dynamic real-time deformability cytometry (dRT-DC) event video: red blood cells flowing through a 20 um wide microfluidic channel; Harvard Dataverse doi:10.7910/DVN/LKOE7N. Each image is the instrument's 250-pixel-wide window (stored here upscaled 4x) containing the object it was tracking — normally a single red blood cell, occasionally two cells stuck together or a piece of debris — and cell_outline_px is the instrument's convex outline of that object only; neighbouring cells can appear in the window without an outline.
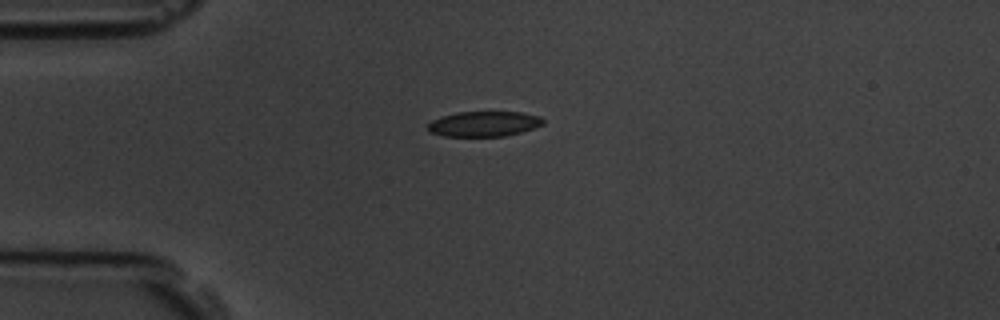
{"species": "common noctule bat (a hibernating species)", "species_latin": "Nyctalus noctula", "temperature_condition": "room temperature", "stored_images_in_passage": 12, "camera_frame_rate_fps": 3000, "um_per_image_px": 0.085, "animal": {"sex": "male", "body_mass_g": 19.5, "forearm_length_mm": 54.6}, "frame": {"image": 1, "passage_image": 1, "time_ms": 0.0, "image_size_px": [1000, 320], "cell_outline_px": [[544, 124], [520, 132], [504, 136], [444, 136], [428, 132], [428, 124], [432, 120], [456, 112], [520, 112], [540, 116], [544, 120]], "centroid_in_image_um": [41.13, 10.53], "position_along_channel_um": 43.9, "area_um2": 16.82}}
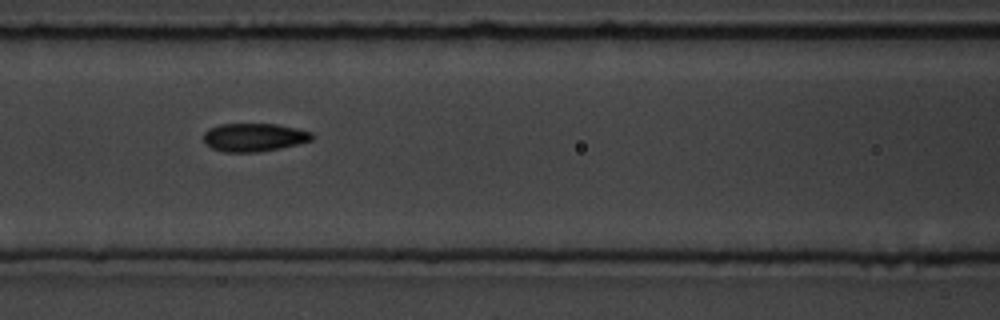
{"frame": {"image": 2, "passage_image": 4, "time_ms": 3.333, "image_size_px": [1000, 320], "cell_outline_px": [[316, 136], [312, 140], [280, 148], [260, 152], [224, 152], [212, 148], [204, 144], [204, 132], [208, 128], [220, 124], [276, 124], [296, 128], [312, 132]], "centroid_in_image_um": [21.58, 11.67], "position_along_channel_um": 145.0, "area_um2": 17.98}}
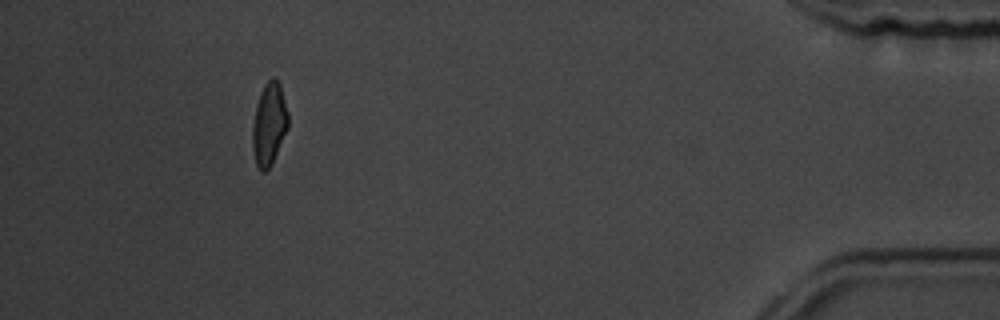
{"frame": {"image": 3, "passage_image": 11, "time_ms": 12.333, "image_size_px": [1000, 320], "cell_outline_px": [[288, 128], [272, 164], [264, 172], [260, 172], [256, 164], [252, 148], [252, 128], [256, 104], [260, 92], [264, 84], [272, 76], [276, 76], [280, 84], [288, 112]], "centroid_in_image_um": [22.87, 10.53], "position_along_channel_um": 412.3, "area_um2": 17.4}, "authors_computed_cell_mechanics": {"area_um2": 17.5134, "velocity_mm_per_s": 3.6611, "shape_relaxation_time_tau1_ms": 2.2472, "shape_relaxation_time_tau2_ms": 1.5425, "deformation_change_tau1": 0.0771, "deformation_change_tau2": 0.0577}}